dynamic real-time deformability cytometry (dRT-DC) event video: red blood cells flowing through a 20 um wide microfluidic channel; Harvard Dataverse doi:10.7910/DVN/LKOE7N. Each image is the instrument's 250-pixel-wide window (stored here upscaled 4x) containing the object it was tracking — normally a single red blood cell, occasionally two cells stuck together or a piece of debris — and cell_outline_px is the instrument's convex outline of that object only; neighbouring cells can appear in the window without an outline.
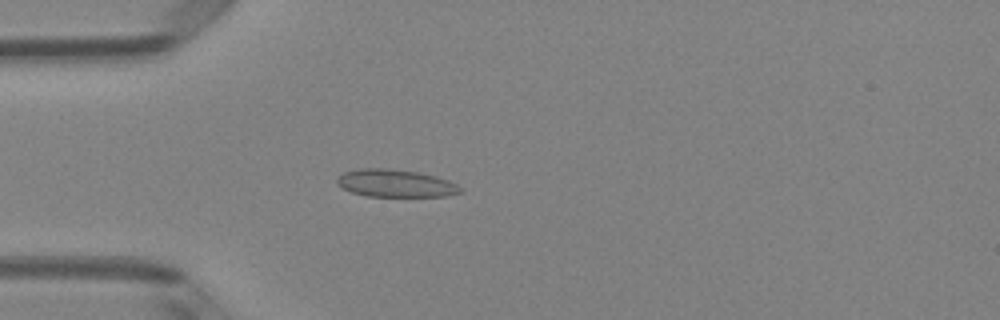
{"species": "Egyptian fruit bat (a non-hibernating species)", "species_latin": "Rousettus aegyptiacus", "temperature_condition": "room temperature", "stored_images_in_passage": 50, "camera_frame_rate_fps": 3000, "um_per_image_px": 0.085, "animal": {"sex": "female"}, "frame": {"image": 1, "passage_image": 14, "time_ms": 4.333, "image_size_px": [1000, 320], "cell_outline_px": [[464, 192], [448, 196], [368, 196], [352, 192], [336, 184], [336, 180], [344, 172], [360, 168], [388, 168], [416, 172], [436, 176], [448, 180], [456, 184]], "centroid_in_image_um": [33.63, 15.58], "position_along_channel_um": 51.4, "area_um2": 19.71}}
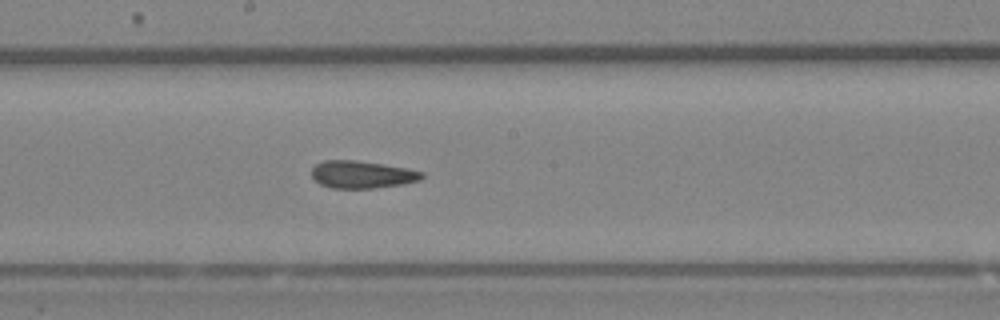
{"frame": {"image": 2, "passage_image": 27, "time_ms": 8.667, "image_size_px": [1000, 320], "cell_outline_px": [[424, 176], [420, 180], [404, 184], [376, 188], [332, 188], [320, 184], [312, 176], [312, 168], [316, 164], [324, 160], [356, 160], [384, 164], [408, 168], [424, 172]], "centroid_in_image_um": [30.8, 14.83], "position_along_channel_um": 217.4, "area_um2": 17.74}}
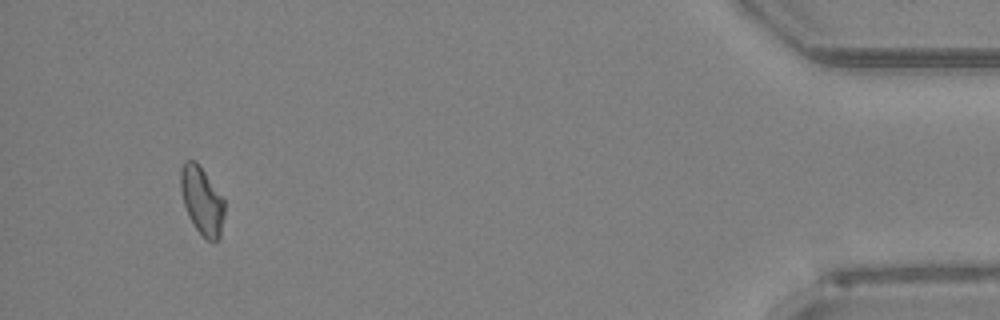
{"frame": {"image": 3, "passage_image": 47, "time_ms": 15.333, "image_size_px": [1000, 320], "cell_outline_px": [[224, 216], [220, 236], [216, 240], [208, 240], [196, 228], [188, 216], [184, 204], [180, 188], [180, 172], [184, 160], [196, 160], [200, 164], [224, 196]], "centroid_in_image_um": [17.17, 16.98], "position_along_channel_um": 418.0, "area_um2": 17.57}, "authors_computed_cell_mechanics": {"area_um2": 18.0336, "velocity_mm_per_s": 4.0701, "shape_relaxation_time_tau1_ms": null, "shape_relaxation_time_tau2_ms": 5.7741, "deformation_change_tau1": null, "deformation_change_tau2": 0.1051}}